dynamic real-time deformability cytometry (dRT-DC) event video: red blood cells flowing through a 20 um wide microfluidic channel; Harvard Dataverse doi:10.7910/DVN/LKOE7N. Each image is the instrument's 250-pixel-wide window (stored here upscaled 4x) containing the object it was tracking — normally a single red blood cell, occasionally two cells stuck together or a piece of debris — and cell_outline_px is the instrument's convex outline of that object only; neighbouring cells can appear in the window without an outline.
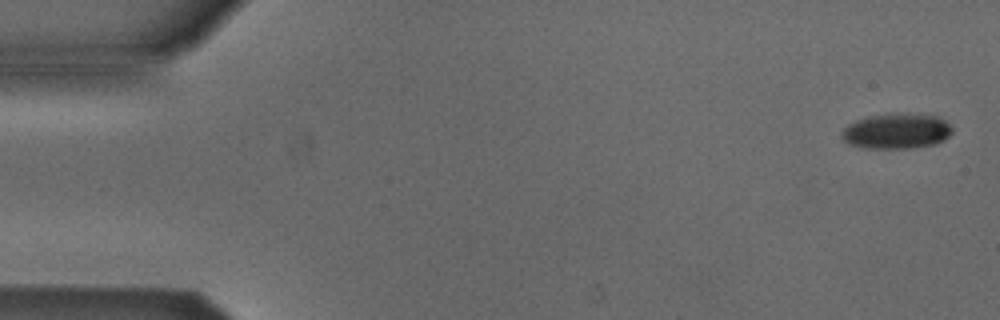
{"species": "Egyptian fruit bat (a non-hibernating species)", "species_latin": "Rousettus aegyptiacus", "temperature_condition": "cold", "stored_images_in_passage": 5, "camera_frame_rate_fps": 3000, "um_per_image_px": 0.085, "animal": {"sex": "male"}, "frame": {"image": 1, "passage_image": 1, "time_ms": 0.0, "image_size_px": [1000, 320], "cell_outline_px": [[952, 132], [944, 140], [936, 144], [912, 148], [864, 148], [848, 144], [840, 136], [840, 132], [848, 124], [856, 120], [872, 116], [940, 116], [952, 128]], "centroid_in_image_um": [76.18, 11.2], "position_along_channel_um": 8.8, "area_um2": 22.02}}
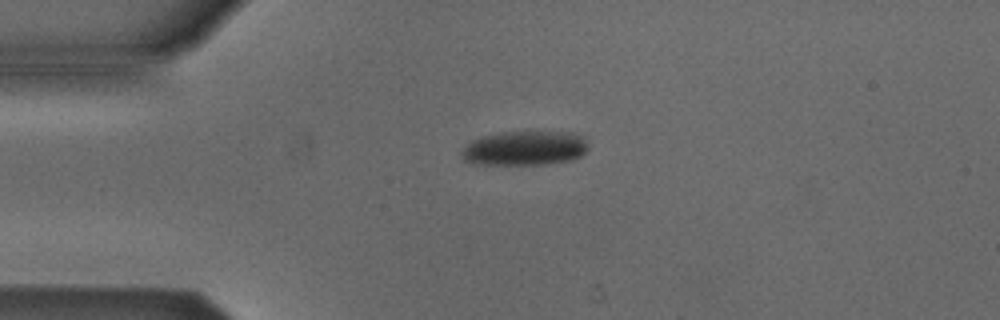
{"frame": {"image": 2, "passage_image": 4, "time_ms": 3.667, "image_size_px": [1000, 320], "cell_outline_px": [[588, 148], [580, 156], [572, 160], [548, 164], [480, 164], [464, 160], [460, 152], [472, 140], [484, 136], [504, 132], [572, 132], [580, 136], [584, 140]], "centroid_in_image_um": [44.61, 12.6], "position_along_channel_um": 40.4, "area_um2": 25.09}}